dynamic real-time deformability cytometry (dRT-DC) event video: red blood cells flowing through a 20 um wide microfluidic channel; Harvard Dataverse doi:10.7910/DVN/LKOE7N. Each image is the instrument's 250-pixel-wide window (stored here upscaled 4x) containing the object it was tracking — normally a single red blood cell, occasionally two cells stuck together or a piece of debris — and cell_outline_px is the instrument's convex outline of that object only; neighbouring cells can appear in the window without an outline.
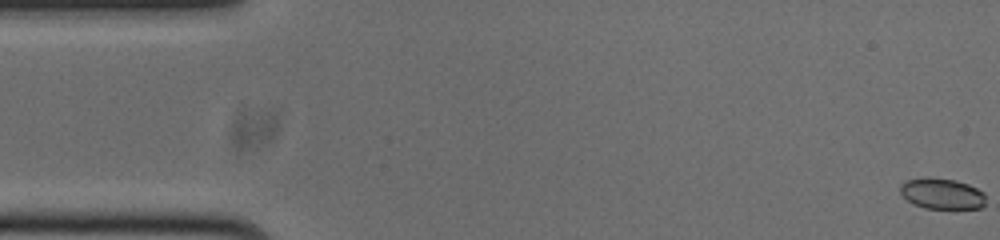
{"species": "common noctule bat (a hibernating species)", "species_latin": "Nyctalus noctula", "temperature_condition": "cold", "stored_images_in_passage": 54, "camera_frame_rate_fps": 3000, "um_per_image_px": 0.085, "animal": {"sex": "male", "body_mass_g": 20.0, "forearm_length_mm": 53.3}, "frame": {"image": 1, "passage_image": 1, "time_ms": 0.0, "image_size_px": [1000, 240], "cell_outline_px": [[984, 204], [980, 208], [924, 208], [912, 204], [900, 192], [900, 184], [904, 180], [924, 176], [956, 180], [968, 184], [984, 192]], "centroid_in_image_um": [80.01, 16.44], "position_along_channel_um": 5.0, "area_um2": 15.49}}
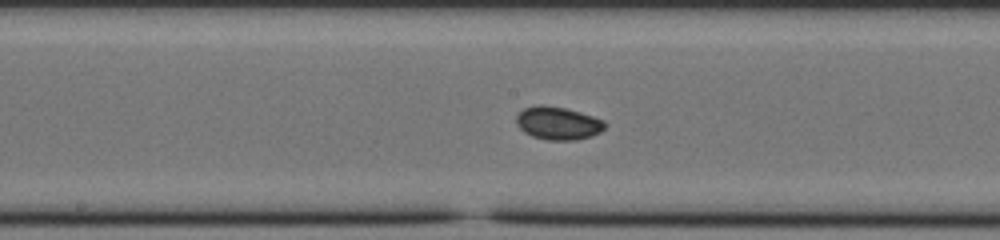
{"frame": {"image": 2, "passage_image": 27, "time_ms": 8.667, "image_size_px": [1000, 240], "cell_outline_px": [[608, 124], [600, 132], [592, 136], [576, 140], [548, 140], [532, 136], [524, 132], [516, 124], [516, 116], [524, 108], [540, 104], [544, 104], [568, 108], [604, 120]], "centroid_in_image_um": [47.44, 10.46], "position_along_channel_um": 200.8, "area_um2": 17.22}}
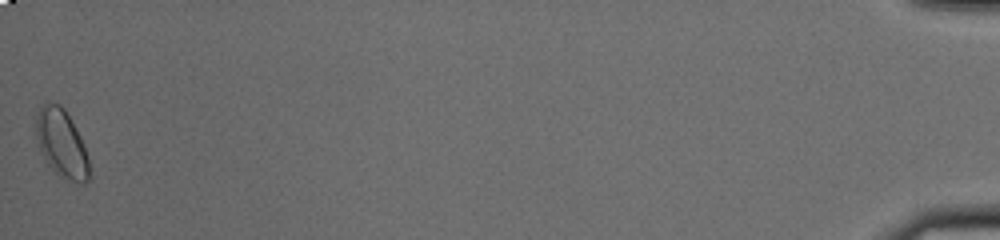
{"frame": {"image": 3, "passage_image": 54, "time_ms": 17.667, "image_size_px": [1000, 240], "cell_outline_px": [[92, 176], [84, 184], [80, 184], [64, 180], [48, 164], [40, 152], [36, 136], [36, 112], [44, 100], [48, 100], [60, 104], [64, 108], [80, 136], [84, 144], [88, 156]], "centroid_in_image_um": [5.25, 12.2], "position_along_channel_um": 430.0, "area_um2": 21.73}, "authors_computed_cell_mechanics": {"area_um2": 16.5019, "velocity_mm_per_s": 3.7525, "shape_relaxation_time_tau1_ms": 9.4108, "shape_relaxation_time_tau2_ms": null, "deformation_change_tau1": 0.1436, "deformation_change_tau2": null}}